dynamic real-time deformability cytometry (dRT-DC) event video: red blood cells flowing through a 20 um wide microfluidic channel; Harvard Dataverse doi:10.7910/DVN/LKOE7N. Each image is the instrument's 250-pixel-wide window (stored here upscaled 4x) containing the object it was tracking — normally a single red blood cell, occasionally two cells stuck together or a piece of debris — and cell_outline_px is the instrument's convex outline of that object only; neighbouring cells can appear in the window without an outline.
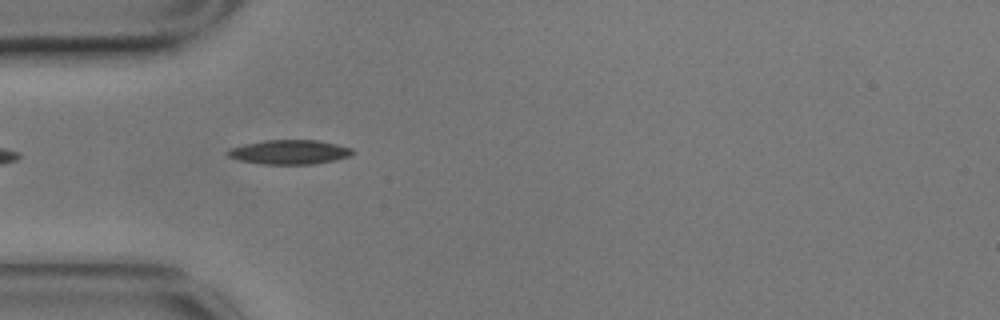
{"species": "common noctule bat (a hibernating species)", "species_latin": "Nyctalus noctula", "temperature_condition": "cold", "stored_images_in_passage": 4, "camera_frame_rate_fps": 3000, "um_per_image_px": 0.085, "animal": {"sex": "male", "body_mass_g": 17.9}, "frame": {"image": 1, "passage_image": 1, "time_ms": 0.0, "image_size_px": [1000, 320], "cell_outline_px": [[356, 152], [352, 156], [336, 160], [312, 164], [260, 164], [240, 160], [228, 156], [224, 152], [228, 148], [244, 144], [264, 140], [320, 140], [352, 148]], "centroid_in_image_um": [24.62, 12.92], "position_along_channel_um": 60.4, "area_um2": 17.98}}